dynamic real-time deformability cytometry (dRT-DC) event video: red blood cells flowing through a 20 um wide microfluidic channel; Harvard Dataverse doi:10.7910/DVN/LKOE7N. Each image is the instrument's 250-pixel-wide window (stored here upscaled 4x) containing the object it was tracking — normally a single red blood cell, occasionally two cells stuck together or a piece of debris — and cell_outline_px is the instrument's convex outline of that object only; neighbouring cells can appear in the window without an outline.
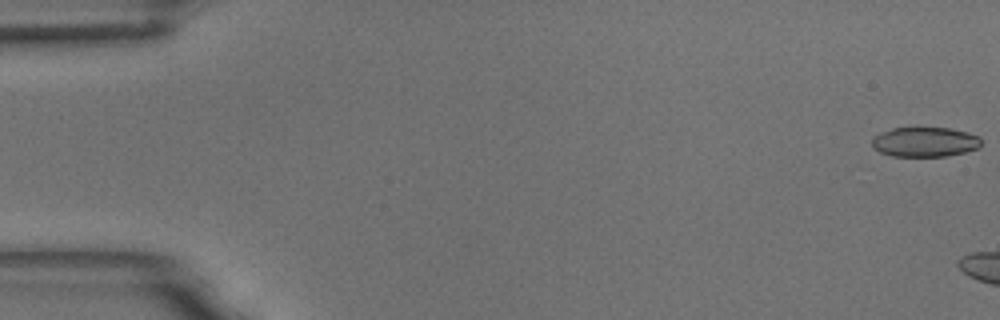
{"species": "common noctule bat (a hibernating species)", "species_latin": "Nyctalus noctula", "temperature_condition": "room temperature", "stored_images_in_passage": 6, "camera_frame_rate_fps": 3000, "um_per_image_px": 0.085, "animal": {"sex": "male", "body_mass_g": 18.8}, "frame": {"image": 1, "passage_image": 1, "time_ms": 0.0, "image_size_px": [1000, 320], "cell_outline_px": [[980, 148], [948, 156], [892, 156], [880, 152], [872, 148], [872, 136], [892, 128], [948, 128], [968, 132], [980, 136]], "centroid_in_image_um": [78.61, 12.07], "position_along_channel_um": 6.4, "area_um2": 19.02}}